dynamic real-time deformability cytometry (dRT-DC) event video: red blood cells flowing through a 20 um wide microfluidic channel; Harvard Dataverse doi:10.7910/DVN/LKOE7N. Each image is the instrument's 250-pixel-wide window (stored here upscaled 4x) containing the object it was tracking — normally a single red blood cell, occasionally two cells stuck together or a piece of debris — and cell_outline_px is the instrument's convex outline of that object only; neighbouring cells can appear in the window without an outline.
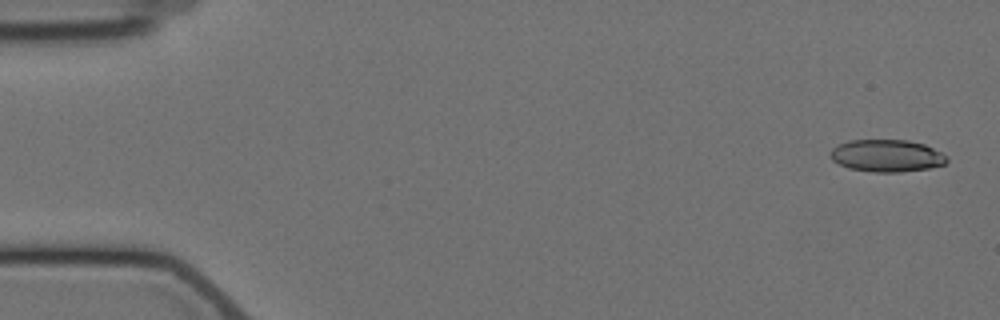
{"species": "Egyptian fruit bat (a non-hibernating species)", "species_latin": "Rousettus aegyptiacus", "temperature_condition": "cold", "stored_images_in_passage": 5, "camera_frame_rate_fps": 3000, "um_per_image_px": 0.085, "animal": {"sex": "female"}, "frame": {"image": 1, "passage_image": 1, "time_ms": 0.0, "image_size_px": [1000, 320], "cell_outline_px": [[948, 160], [944, 164], [928, 168], [900, 172], [872, 172], [848, 168], [832, 160], [832, 148], [848, 140], [908, 140], [924, 144], [948, 156]], "centroid_in_image_um": [75.39, 13.24], "position_along_channel_um": 9.6, "area_um2": 21.73}}
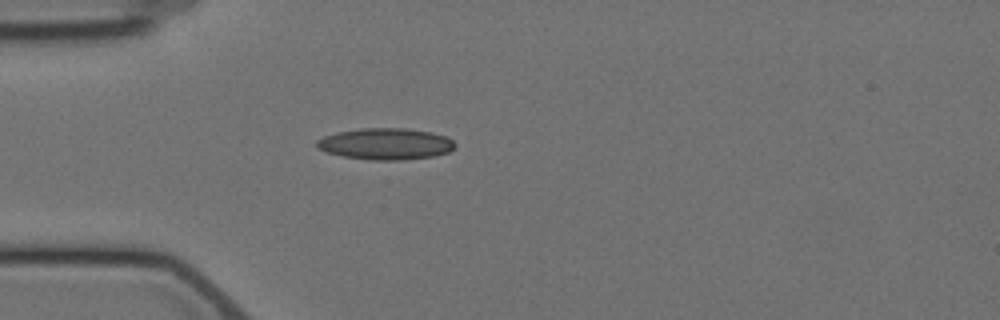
{"frame": {"image": 2, "passage_image": 5, "time_ms": 4.667, "image_size_px": [1000, 320], "cell_outline_px": [[456, 144], [448, 152], [432, 156], [400, 160], [372, 160], [344, 156], [328, 152], [316, 148], [316, 140], [324, 136], [336, 132], [360, 128], [404, 128], [432, 132], [448, 136]], "centroid_in_image_um": [32.77, 12.22], "position_along_channel_um": 52.2, "area_um2": 25.32}}